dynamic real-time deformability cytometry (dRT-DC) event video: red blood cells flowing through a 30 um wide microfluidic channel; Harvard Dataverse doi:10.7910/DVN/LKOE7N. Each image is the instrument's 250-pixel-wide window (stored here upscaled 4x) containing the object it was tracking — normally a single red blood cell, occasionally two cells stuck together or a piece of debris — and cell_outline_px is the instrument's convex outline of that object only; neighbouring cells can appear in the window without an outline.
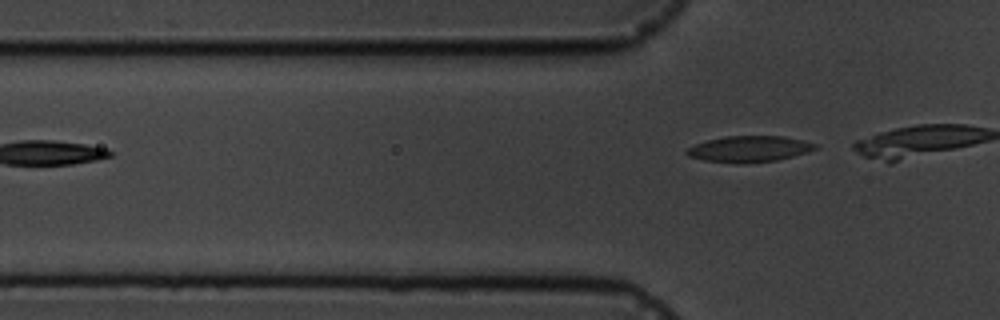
{"species": "common noctule bat (a hibernating species)", "species_latin": "Nyctalus noctula", "temperature_condition": "cold", "stored_images_in_passage": 2, "camera_frame_rate_fps": 3000, "um_per_image_px": 0.085, "animal": {"sex": "male", "body_mass_g": 19.5, "forearm_length_mm": 54.6}, "frame": {"image": 1, "passage_image": 2, "time_ms": 1.333, "image_size_px": [1000, 320], "cell_outline_px": [[820, 144], [816, 148], [808, 152], [776, 160], [744, 164], [736, 164], [704, 160], [688, 156], [684, 152], [688, 148], [696, 144], [708, 140], [728, 136], [784, 136], [804, 140]], "centroid_in_image_um": [63.71, 12.67], "position_along_channel_um": 62.1, "area_um2": 19.65}}